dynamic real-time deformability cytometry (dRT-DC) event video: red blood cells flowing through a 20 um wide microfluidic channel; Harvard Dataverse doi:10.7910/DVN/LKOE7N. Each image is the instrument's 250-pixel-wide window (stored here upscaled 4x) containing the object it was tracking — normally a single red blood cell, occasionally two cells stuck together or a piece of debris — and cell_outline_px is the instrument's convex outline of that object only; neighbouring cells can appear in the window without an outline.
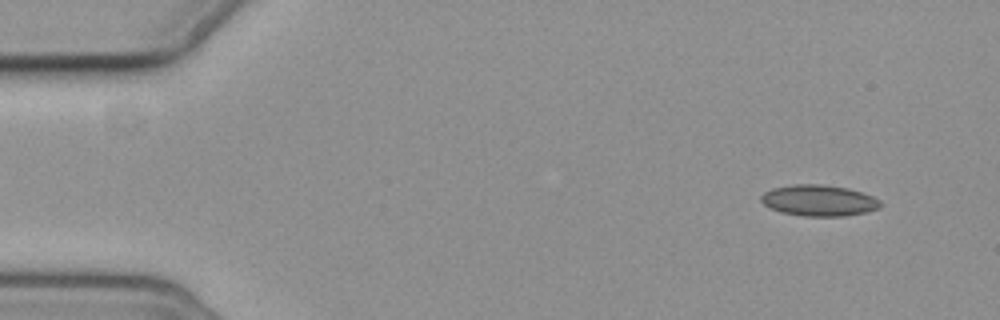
{"species": "common noctule bat (a hibernating species)", "species_latin": "Nyctalus noctula", "temperature_condition": "cold", "stored_images_in_passage": 5, "camera_frame_rate_fps": 3000, "um_per_image_px": 0.085, "animal": {"sex": "female", "body_mass_g": 19.3, "forearm_length_mm": 54.1}, "frame": {"image": 1, "passage_image": 1, "time_ms": 0.0, "image_size_px": [1000, 320], "cell_outline_px": [[884, 204], [880, 208], [864, 212], [844, 216], [804, 216], [784, 212], [772, 208], [764, 204], [760, 200], [760, 196], [764, 192], [772, 188], [796, 184], [820, 184], [848, 188], [872, 196], [880, 200]], "centroid_in_image_um": [69.63, 17.03], "position_along_channel_um": 15.4, "area_um2": 21.5}}
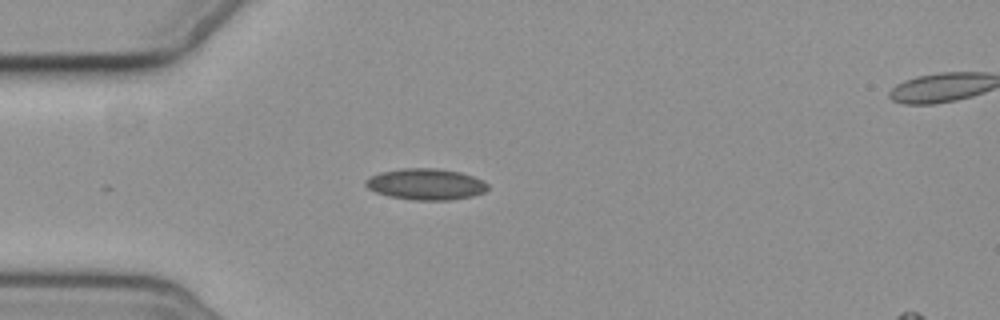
{"frame": {"image": 2, "passage_image": 4, "time_ms": 3.667, "image_size_px": [1000, 320], "cell_outline_px": [[488, 188], [484, 192], [472, 196], [452, 200], [412, 200], [388, 196], [376, 192], [368, 188], [364, 184], [364, 180], [380, 172], [400, 168], [440, 168], [460, 172], [484, 180], [488, 184]], "centroid_in_image_um": [36.2, 15.65], "position_along_channel_um": 48.8, "area_um2": 22.43}}